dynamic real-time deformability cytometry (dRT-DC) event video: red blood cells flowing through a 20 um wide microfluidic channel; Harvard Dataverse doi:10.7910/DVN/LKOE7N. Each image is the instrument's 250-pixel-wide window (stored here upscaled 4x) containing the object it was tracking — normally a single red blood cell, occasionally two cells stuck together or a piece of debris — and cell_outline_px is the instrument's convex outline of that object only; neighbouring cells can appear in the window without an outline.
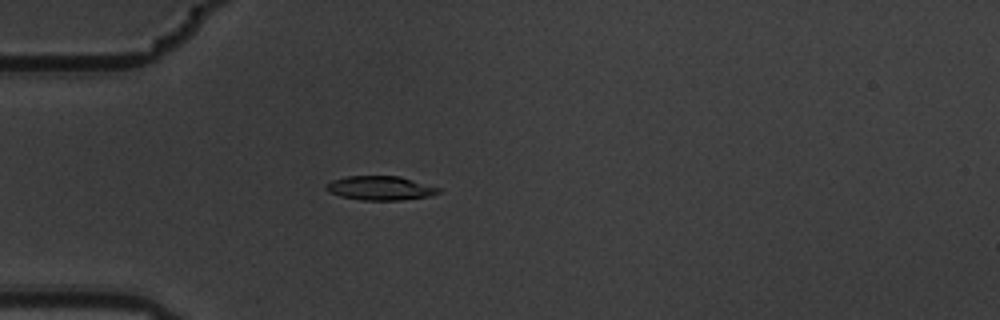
{"species": "common noctule bat (a hibernating species)", "species_latin": "Nyctalus noctula", "temperature_condition": "warm", "stored_images_in_passage": 1, "camera_frame_rate_fps": 3000, "um_per_image_px": 0.085, "animal": {"sex": "male", "body_mass_g": 19.5, "forearm_length_mm": 54.6}, "frame": {"image": 1, "passage_image": 1, "time_ms": 0.0, "image_size_px": [1000, 320], "cell_outline_px": [[440, 192], [428, 196], [400, 200], [360, 200], [340, 196], [328, 192], [324, 188], [332, 180], [348, 176], [400, 176], [440, 188]], "centroid_in_image_um": [32.29, 15.99], "position_along_channel_um": 52.7, "area_um2": 15.66}}